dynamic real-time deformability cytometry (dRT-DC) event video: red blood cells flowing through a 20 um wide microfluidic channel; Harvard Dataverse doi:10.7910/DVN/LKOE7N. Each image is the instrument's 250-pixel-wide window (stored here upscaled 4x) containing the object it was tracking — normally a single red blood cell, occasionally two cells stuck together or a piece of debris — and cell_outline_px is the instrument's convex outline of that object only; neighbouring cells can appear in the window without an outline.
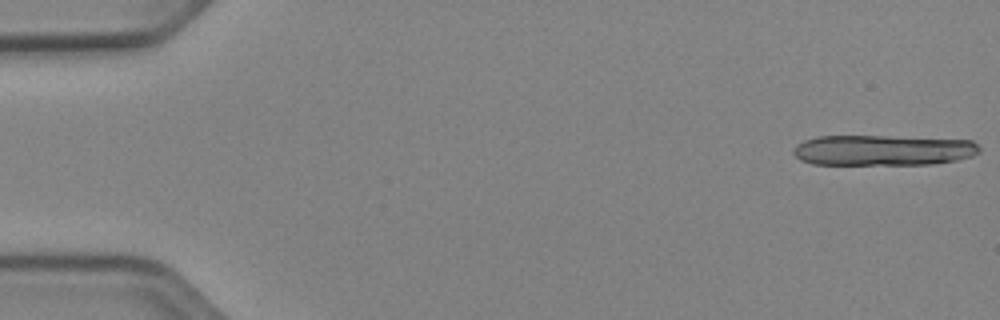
{"species": "Egyptian fruit bat (a non-hibernating species)", "species_latin": "Rousettus aegyptiacus", "temperature_condition": "cold", "stored_images_in_passage": 13, "camera_frame_rate_fps": 3000, "um_per_image_px": 0.085, "animal": {"sex": "female"}, "frame": {"image": 1, "passage_image": 1, "time_ms": 0.0, "image_size_px": [1000, 320], "cell_outline_px": [[980, 152], [972, 156], [956, 160], [932, 164], [812, 164], [800, 160], [792, 152], [796, 144], [804, 140], [816, 136], [888, 136], [972, 140], [980, 148]], "centroid_in_image_um": [75.03, 12.76], "position_along_channel_um": 10.0, "area_um2": 33.23}}